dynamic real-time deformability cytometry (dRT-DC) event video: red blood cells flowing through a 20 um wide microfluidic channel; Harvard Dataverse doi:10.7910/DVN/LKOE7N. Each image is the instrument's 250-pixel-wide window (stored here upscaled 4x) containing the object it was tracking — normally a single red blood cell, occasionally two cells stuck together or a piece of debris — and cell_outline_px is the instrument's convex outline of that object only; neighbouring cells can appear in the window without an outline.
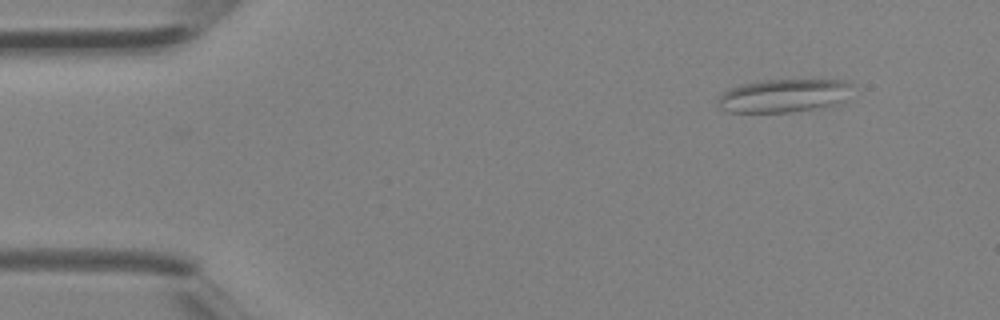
{"species": "Egyptian fruit bat (a non-hibernating species)", "species_latin": "Rousettus aegyptiacus", "temperature_condition": "room temperature", "stored_images_in_passage": 3, "camera_frame_rate_fps": 3000, "um_per_image_px": 0.085, "animal": {"sex": "female"}, "frame": {"image": 1, "passage_image": 1, "time_ms": 0.0, "image_size_px": [1000, 320], "cell_outline_px": [[852, 84], [844, 100], [840, 104], [792, 112], [728, 112], [720, 108], [720, 96], [728, 88], [740, 84], [764, 80], [844, 80]], "centroid_in_image_um": [66.62, 8.13], "position_along_channel_um": 18.4, "area_um2": 25.89}}